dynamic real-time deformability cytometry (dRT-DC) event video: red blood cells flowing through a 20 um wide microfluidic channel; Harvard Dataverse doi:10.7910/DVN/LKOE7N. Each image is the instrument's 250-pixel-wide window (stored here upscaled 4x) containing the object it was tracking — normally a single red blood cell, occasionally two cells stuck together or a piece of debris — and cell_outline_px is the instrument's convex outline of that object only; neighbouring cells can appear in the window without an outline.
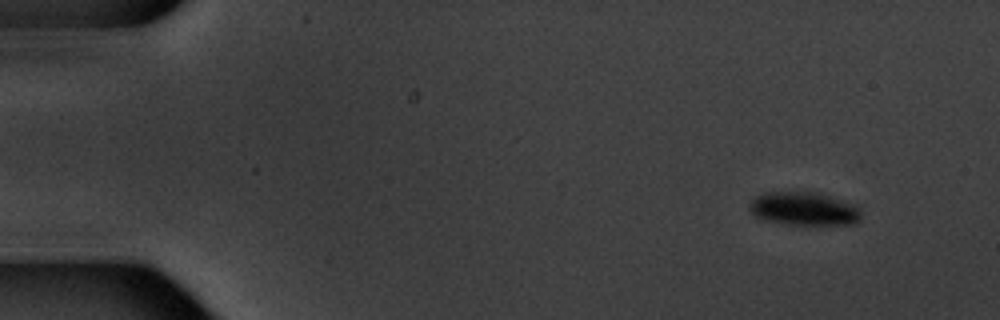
{"species": "common noctule bat (a hibernating species)", "species_latin": "Nyctalus noctula", "temperature_condition": "warm", "stored_images_in_passage": 4, "camera_frame_rate_fps": 3000, "um_per_image_px": 0.085, "animal": {"sex": "male", "body_mass_g": 20.1, "forearm_length_mm": 53.5}, "frame": {"image": 1, "passage_image": 1, "time_ms": 0.0, "image_size_px": [1000, 320], "cell_outline_px": [[860, 220], [856, 224], [788, 224], [760, 220], [748, 208], [748, 204], [756, 196], [764, 192], [816, 192], [856, 204], [860, 212]], "centroid_in_image_um": [68.31, 17.74], "position_along_channel_um": 16.7, "area_um2": 21.79}}
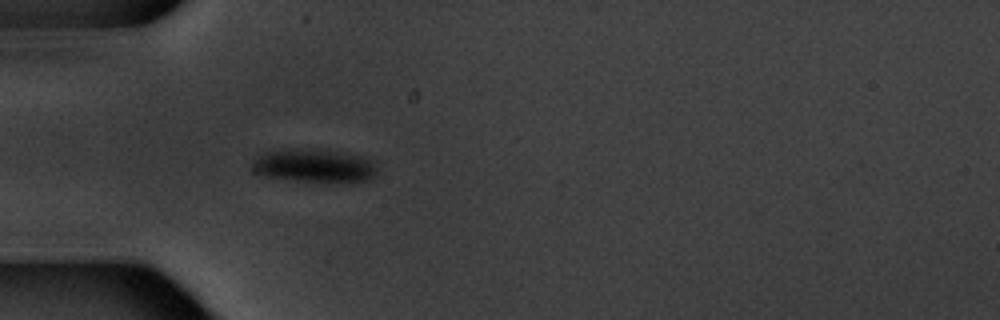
{"frame": {"image": 2, "passage_image": 4, "time_ms": 4.333, "image_size_px": [1000, 320], "cell_outline_px": [[376, 176], [368, 180], [296, 180], [264, 176], [256, 172], [252, 164], [252, 160], [256, 156], [264, 152], [280, 148], [328, 148], [364, 156], [372, 160], [376, 164]], "centroid_in_image_um": [26.7, 14.0], "position_along_channel_um": 58.3, "area_um2": 24.51}}